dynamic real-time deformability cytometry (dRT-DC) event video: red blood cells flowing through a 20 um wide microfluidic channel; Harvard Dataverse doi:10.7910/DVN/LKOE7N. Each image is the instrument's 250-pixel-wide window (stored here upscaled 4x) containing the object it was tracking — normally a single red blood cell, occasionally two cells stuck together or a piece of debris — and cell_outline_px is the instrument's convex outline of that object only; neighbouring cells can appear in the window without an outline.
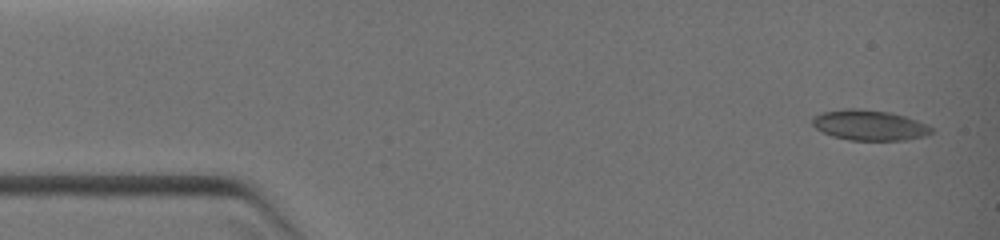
{"species": "common noctule bat (a hibernating species)", "species_latin": "Nyctalus noctula", "temperature_condition": "warm", "stored_images_in_passage": 4, "camera_frame_rate_fps": 3000, "um_per_image_px": 0.085, "animal": {"sex": "female", "body_mass_g": 19.0, "forearm_length_mm": 51.5}, "frame": {"image": 1, "passage_image": 1, "time_ms": 0.0, "image_size_px": [1000, 240], "cell_outline_px": [[932, 132], [924, 136], [904, 140], [848, 140], [832, 136], [816, 128], [812, 124], [812, 120], [816, 116], [824, 112], [840, 108], [860, 108], [892, 112], [916, 120], [932, 128]], "centroid_in_image_um": [73.88, 10.63], "position_along_channel_um": 11.1, "area_um2": 20.98}}
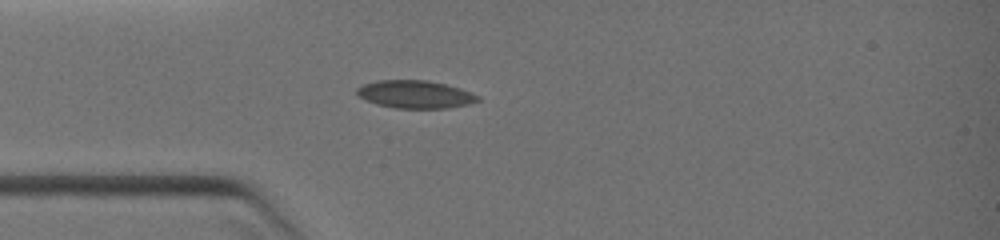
{"frame": {"image": 2, "passage_image": 4, "time_ms": 2.667, "image_size_px": [1000, 240], "cell_outline_px": [[480, 100], [468, 104], [444, 108], [396, 108], [376, 104], [364, 100], [356, 92], [356, 88], [364, 84], [376, 80], [428, 80], [460, 88], [480, 96]], "centroid_in_image_um": [35.27, 8.01], "position_along_channel_um": 49.7, "area_um2": 19.54}}